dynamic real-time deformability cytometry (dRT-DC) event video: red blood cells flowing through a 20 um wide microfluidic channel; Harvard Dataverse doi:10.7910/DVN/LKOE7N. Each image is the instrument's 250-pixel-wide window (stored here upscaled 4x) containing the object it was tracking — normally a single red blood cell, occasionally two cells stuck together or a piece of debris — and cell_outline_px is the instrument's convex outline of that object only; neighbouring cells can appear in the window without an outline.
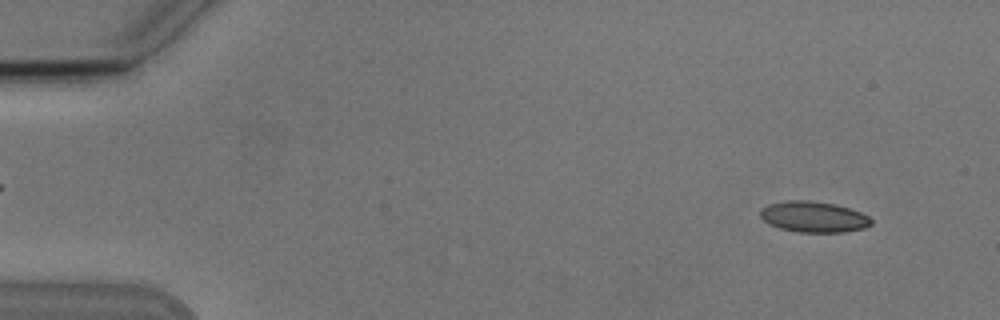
{"species": "Egyptian fruit bat (a non-hibernating species)", "species_latin": "Rousettus aegyptiacus", "temperature_condition": "cold", "stored_images_in_passage": 7, "camera_frame_rate_fps": 3000, "um_per_image_px": 0.085, "animal": {"sex": "male"}, "frame": {"image": 1, "passage_image": 1, "time_ms": 0.0, "image_size_px": [1000, 320], "cell_outline_px": [[872, 224], [864, 228], [844, 232], [800, 232], [780, 228], [768, 224], [760, 216], [760, 208], [768, 204], [788, 200], [808, 200], [836, 204], [860, 212], [868, 216], [872, 220]], "centroid_in_image_um": [69.14, 18.42], "position_along_channel_um": 15.9, "area_um2": 20.0}}
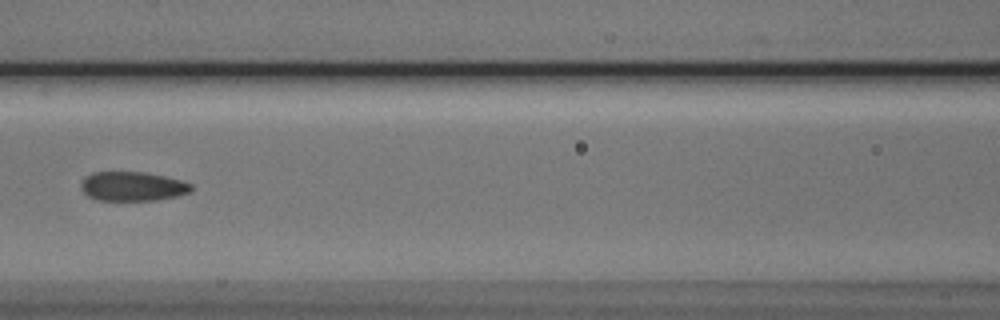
{"frame": {"image": 2, "passage_image": 6, "time_ms": 6.667, "image_size_px": [1000, 320], "cell_outline_px": [[192, 192], [176, 196], [156, 200], [96, 200], [88, 196], [80, 188], [80, 184], [92, 172], [144, 172], [164, 176], [180, 180], [192, 184]], "centroid_in_image_um": [11.28, 15.84], "position_along_channel_um": 155.3, "area_um2": 18.73}}
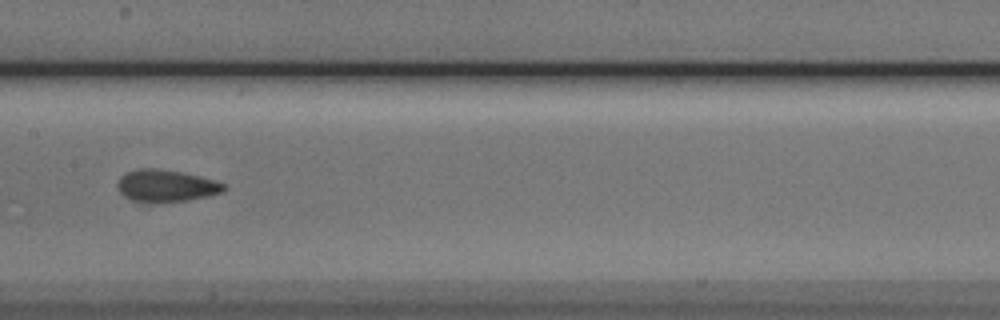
{"frame": {"image": 3, "passage_image": 7, "time_ms": 7.667, "image_size_px": [1000, 320], "cell_outline_px": [[228, 188], [224, 192], [208, 196], [188, 200], [132, 200], [124, 196], [120, 192], [116, 184], [120, 176], [128, 172], [140, 168], [156, 168], [180, 172], [200, 176], [216, 180], [224, 184]], "centroid_in_image_um": [14.16, 15.76], "position_along_channel_um": 193.2, "area_um2": 19.42}}